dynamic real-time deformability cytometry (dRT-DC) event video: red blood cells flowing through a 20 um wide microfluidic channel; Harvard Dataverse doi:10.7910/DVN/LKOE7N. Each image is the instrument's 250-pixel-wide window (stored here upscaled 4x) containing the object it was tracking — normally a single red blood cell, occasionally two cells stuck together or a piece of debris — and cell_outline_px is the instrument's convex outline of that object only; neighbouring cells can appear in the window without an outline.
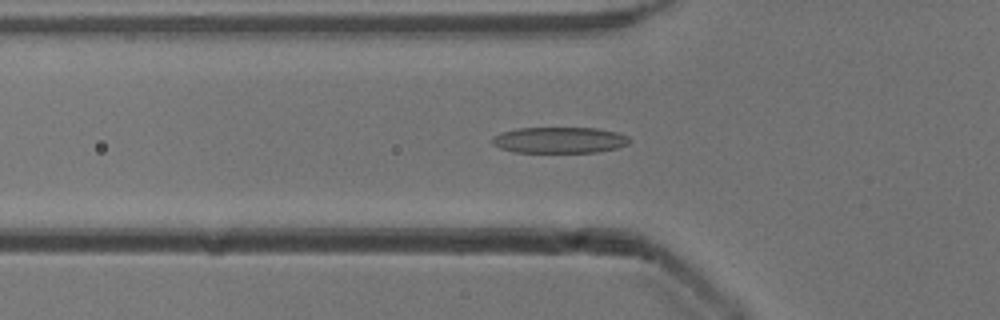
{"species": "common noctule bat (a hibernating species)", "species_latin": "Nyctalus noctula", "temperature_condition": "cold", "stored_images_in_passage": 53, "camera_frame_rate_fps": 3000, "um_per_image_px": 0.085, "animal": {"sex": "male", "body_mass_g": 13.3}, "frame": {"image": 1, "passage_image": 18, "time_ms": 5.667, "image_size_px": [1000, 320], "cell_outline_px": [[632, 140], [628, 144], [616, 148], [596, 152], [512, 152], [500, 148], [492, 144], [492, 136], [500, 132], [516, 128], [596, 128], [616, 132], [628, 136]], "centroid_in_image_um": [47.52, 11.9], "position_along_channel_um": 78.3, "area_um2": 20.98}}
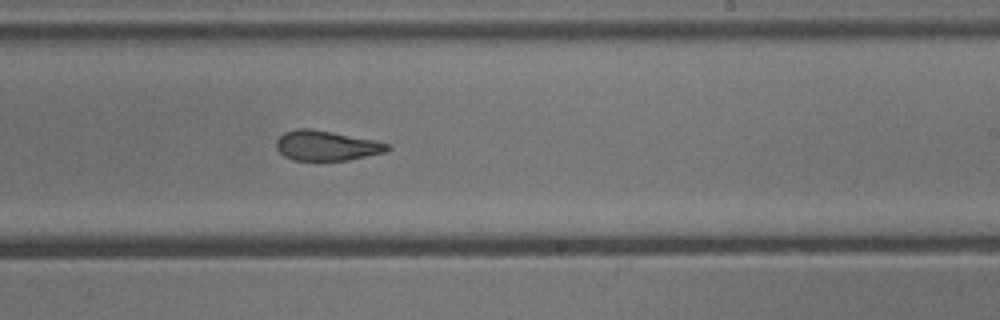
{"frame": {"image": 2, "passage_image": 32, "time_ms": 10.333, "image_size_px": [1000, 320], "cell_outline_px": [[392, 148], [384, 152], [348, 160], [292, 160], [284, 156], [276, 148], [276, 140], [284, 132], [296, 128], [308, 128], [376, 140], [388, 144]], "centroid_in_image_um": [27.72, 12.37], "position_along_channel_um": 261.3, "area_um2": 19.31}}
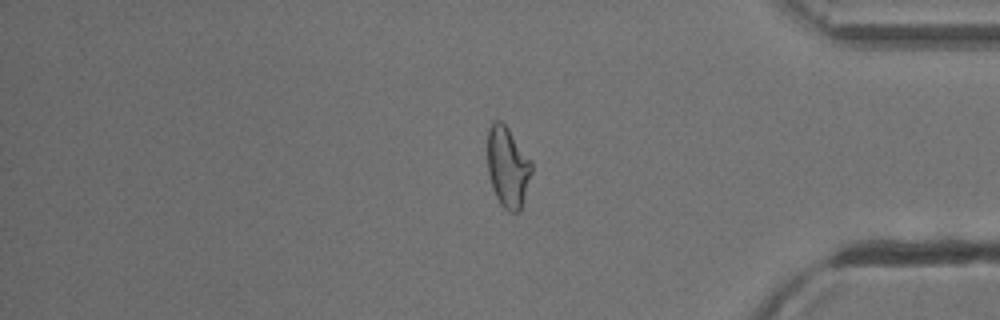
{"frame": {"image": 3, "passage_image": 44, "time_ms": 14.333, "image_size_px": [1000, 320], "cell_outline_px": [[532, 172], [520, 212], [508, 212], [500, 204], [492, 188], [488, 172], [488, 128], [492, 120], [500, 120], [508, 128], [532, 164]], "centroid_in_image_um": [43.14, 14.22], "position_along_channel_um": 392.1, "area_um2": 20.58}, "authors_computed_cell_mechanics": {"area_um2": 20.6346, "velocity_mm_per_s": 3.8979, "shape_relaxation_time_tau1_ms": 4.512, "shape_relaxation_time_tau2_ms": 2.0071, "deformation_change_tau1": 0.172, "deformation_change_tau2": 0.1102}}